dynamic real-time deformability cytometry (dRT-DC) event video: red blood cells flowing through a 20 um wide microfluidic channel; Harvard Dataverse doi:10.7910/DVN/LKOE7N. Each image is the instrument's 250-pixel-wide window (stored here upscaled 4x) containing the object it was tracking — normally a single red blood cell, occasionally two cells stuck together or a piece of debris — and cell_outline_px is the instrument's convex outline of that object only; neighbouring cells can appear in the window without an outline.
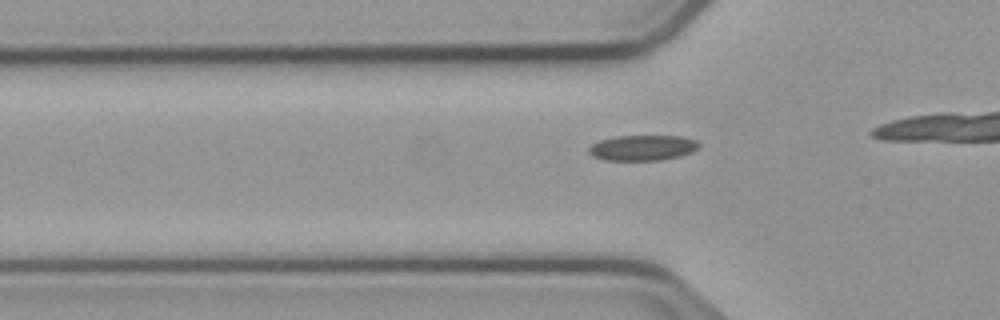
{"species": "common noctule bat (a hibernating species)", "species_latin": "Nyctalus noctula", "temperature_condition": "cold", "stored_images_in_passage": 18, "camera_frame_rate_fps": 3000, "um_per_image_px": 0.085, "animal": {"sex": "male", "body_mass_g": 23.1, "forearm_length_mm": 52.7}, "frame": {"image": 1, "passage_image": 13, "time_ms": 4.0, "image_size_px": [1000, 320], "cell_outline_px": [[700, 148], [692, 152], [680, 156], [660, 160], [604, 160], [592, 156], [588, 152], [588, 148], [592, 144], [600, 140], [616, 136], [684, 136], [696, 140], [700, 144]], "centroid_in_image_um": [54.64, 12.56], "position_along_channel_um": 71.2, "area_um2": 16.47}}
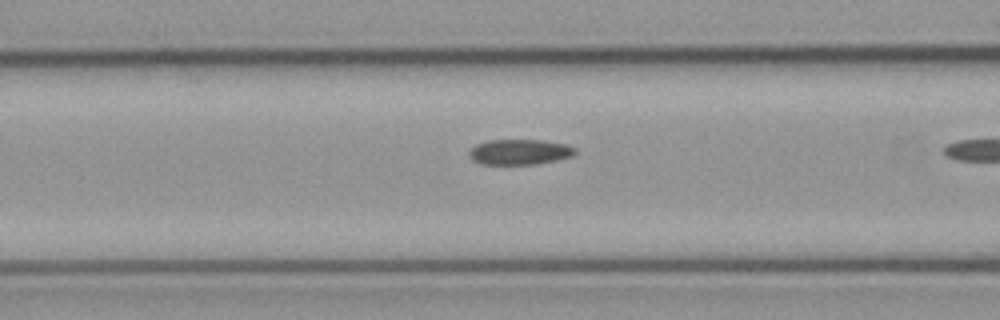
{"frame": {"image": 2, "passage_image": 17, "time_ms": 5.333, "image_size_px": [1000, 320], "cell_outline_px": [[576, 152], [572, 156], [556, 160], [532, 164], [484, 164], [472, 160], [468, 152], [476, 144], [488, 140], [540, 140], [564, 144], [576, 148]], "centroid_in_image_um": [44.15, 12.91], "position_along_channel_um": 122.5, "area_um2": 15.49}}